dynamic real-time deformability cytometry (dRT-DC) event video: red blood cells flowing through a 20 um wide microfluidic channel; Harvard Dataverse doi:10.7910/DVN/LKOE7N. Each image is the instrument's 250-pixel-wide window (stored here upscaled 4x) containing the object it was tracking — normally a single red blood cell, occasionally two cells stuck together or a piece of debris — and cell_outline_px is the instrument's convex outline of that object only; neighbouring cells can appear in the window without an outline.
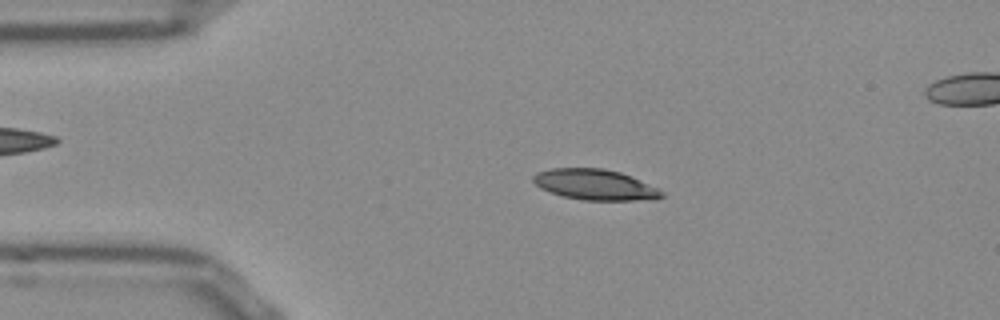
{"species": "Egyptian fruit bat (a non-hibernating species)", "species_latin": "Rousettus aegyptiacus", "temperature_condition": "room temperature", "stored_images_in_passage": 53, "segment_of_instrument_passage": [1, 2], "camera_frame_rate_fps": 3000, "um_per_image_px": 0.085, "frame": {"image": 1, "passage_image": 10, "time_ms": 3.0, "image_size_px": [1000, 320], "cell_outline_px": [[664, 196], [656, 200], [584, 200], [564, 196], [540, 188], [532, 180], [532, 176], [536, 172], [552, 168], [604, 168], [620, 172], [632, 176], [664, 192]], "centroid_in_image_um": [50.59, 15.69], "position_along_channel_um": 34.4, "area_um2": 22.95}}
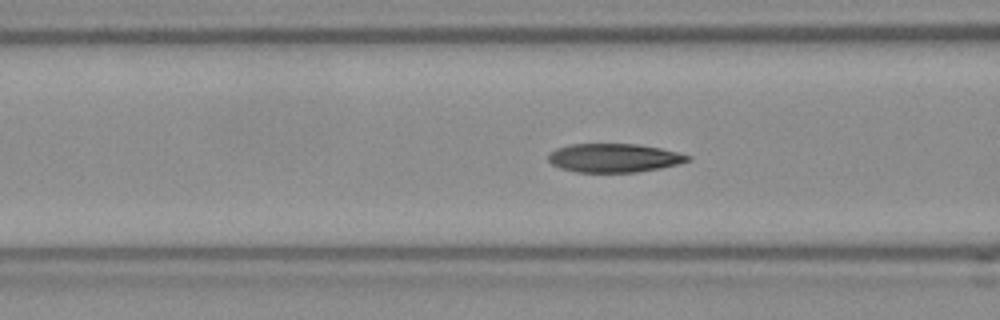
{"frame": {"image": 2, "passage_image": 19, "time_ms": 6.0, "image_size_px": [1000, 320], "cell_outline_px": [[692, 156], [688, 160], [676, 164], [660, 168], [636, 172], [576, 172], [560, 168], [552, 164], [548, 160], [548, 152], [556, 148], [568, 144], [640, 144], [660, 148]], "centroid_in_image_um": [52.13, 13.41], "position_along_channel_um": 114.5, "area_um2": 23.29}}
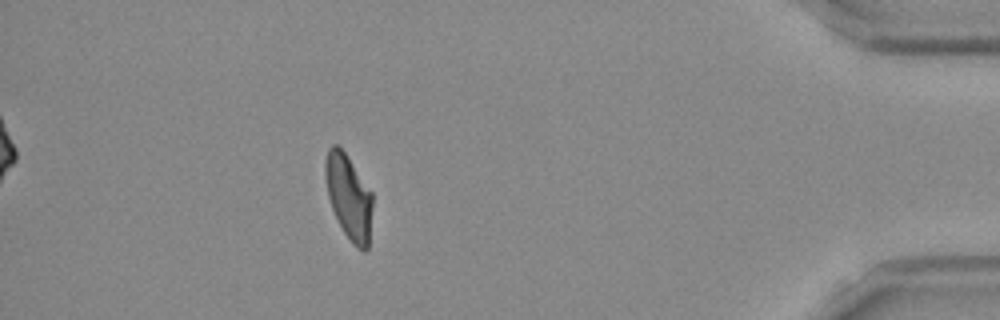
{"frame": {"image": 3, "passage_image": 46, "time_ms": 15.0, "image_size_px": [1000, 320], "cell_outline_px": [[372, 208], [368, 248], [364, 252], [356, 248], [352, 244], [344, 232], [332, 208], [328, 196], [324, 176], [324, 164], [328, 148], [332, 144], [336, 144], [344, 152], [372, 192]], "centroid_in_image_um": [29.63, 16.75], "position_along_channel_um": 405.6, "area_um2": 23.18}}